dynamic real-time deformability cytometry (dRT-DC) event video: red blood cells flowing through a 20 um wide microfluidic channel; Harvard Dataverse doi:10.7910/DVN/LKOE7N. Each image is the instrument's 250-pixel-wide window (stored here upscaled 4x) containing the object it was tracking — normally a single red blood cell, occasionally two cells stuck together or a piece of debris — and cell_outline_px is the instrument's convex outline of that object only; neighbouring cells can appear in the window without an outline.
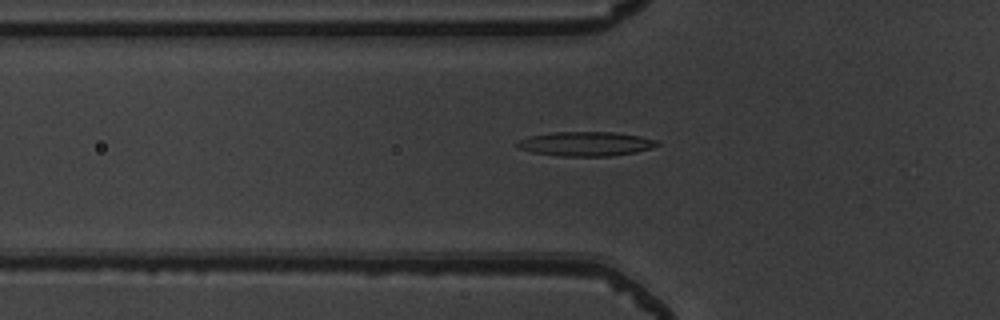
{"species": "common noctule bat (a hibernating species)", "species_latin": "Nyctalus noctula", "temperature_condition": "warm", "stored_images_in_passage": 30, "camera_frame_rate_fps": 3000, "um_per_image_px": 0.085, "animal": {"sex": "male", "body_mass_g": 19.5, "forearm_length_mm": 54.6}, "frame": {"image": 1, "passage_image": 19, "time_ms": 6.0, "image_size_px": [1000, 320], "cell_outline_px": [[660, 144], [652, 148], [636, 152], [608, 156], [560, 156], [532, 152], [520, 148], [516, 144], [516, 140], [528, 136], [552, 132], [616, 132], [640, 136], [656, 140]], "centroid_in_image_um": [49.78, 12.22], "position_along_channel_um": 76.0, "area_um2": 19.88}}
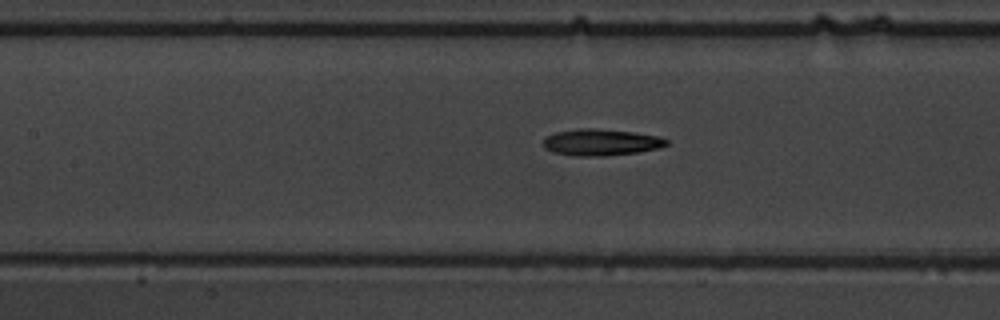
{"frame": {"image": 2, "passage_image": 25, "time_ms": 8.0, "image_size_px": [1000, 320], "cell_outline_px": [[668, 144], [660, 148], [640, 152], [604, 156], [576, 156], [552, 152], [544, 148], [544, 136], [556, 132], [580, 128], [592, 128], [632, 132], [656, 136], [668, 140]], "centroid_in_image_um": [51.06, 12.1], "position_along_channel_um": 156.3, "area_um2": 19.07}}
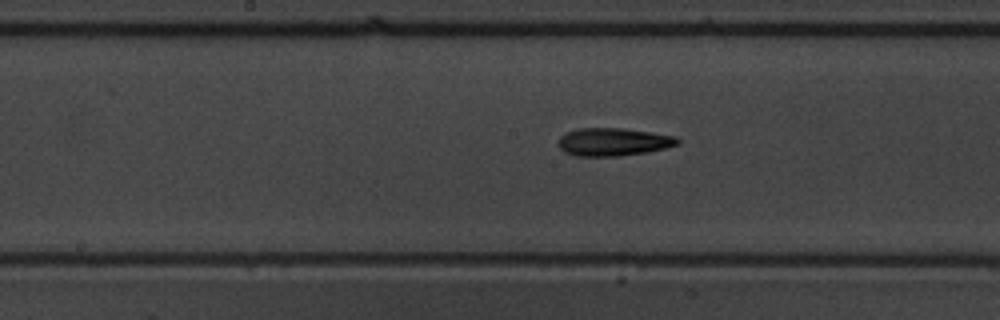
{"frame": {"image": 3, "passage_image": 28, "time_ms": 9.0, "image_size_px": [1000, 320], "cell_outline_px": [[680, 144], [648, 152], [620, 156], [576, 156], [564, 152], [556, 144], [560, 136], [564, 132], [576, 128], [620, 128], [676, 136], [680, 140]], "centroid_in_image_um": [52.08, 12.06], "position_along_channel_um": 196.1, "area_um2": 19.59}}